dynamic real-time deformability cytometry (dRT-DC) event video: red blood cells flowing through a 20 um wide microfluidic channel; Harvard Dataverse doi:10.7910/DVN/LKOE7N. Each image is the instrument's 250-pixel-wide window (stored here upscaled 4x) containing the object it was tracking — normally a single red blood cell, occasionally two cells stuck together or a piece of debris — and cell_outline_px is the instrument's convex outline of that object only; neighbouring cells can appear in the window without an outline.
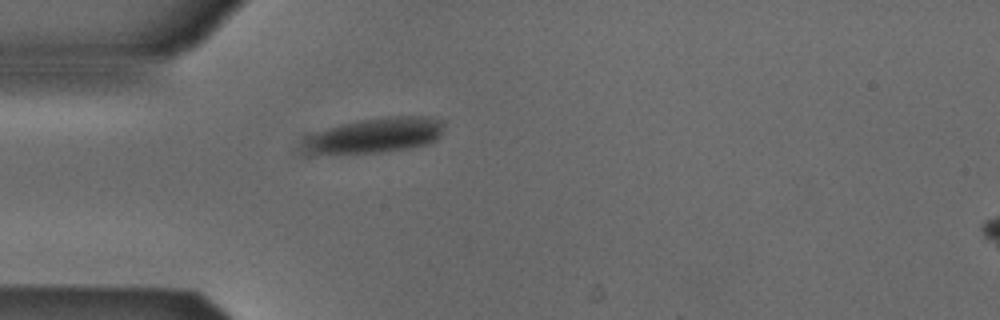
{"species": "Egyptian fruit bat (a non-hibernating species)", "species_latin": "Rousettus aegyptiacus", "temperature_condition": "cold", "stored_images_in_passage": 5, "camera_frame_rate_fps": 3000, "um_per_image_px": 0.085, "animal": {"sex": "male"}, "frame": {"image": 1, "passage_image": 5, "time_ms": 1.333, "image_size_px": [1000, 320], "cell_outline_px": [[448, 120], [444, 132], [436, 140], [428, 144], [408, 148], [380, 152], [312, 152], [308, 136], [316, 132], [340, 124], [356, 120], [388, 116], [436, 116]], "centroid_in_image_um": [32.2, 11.43], "position_along_channel_um": 52.8, "area_um2": 28.21}}